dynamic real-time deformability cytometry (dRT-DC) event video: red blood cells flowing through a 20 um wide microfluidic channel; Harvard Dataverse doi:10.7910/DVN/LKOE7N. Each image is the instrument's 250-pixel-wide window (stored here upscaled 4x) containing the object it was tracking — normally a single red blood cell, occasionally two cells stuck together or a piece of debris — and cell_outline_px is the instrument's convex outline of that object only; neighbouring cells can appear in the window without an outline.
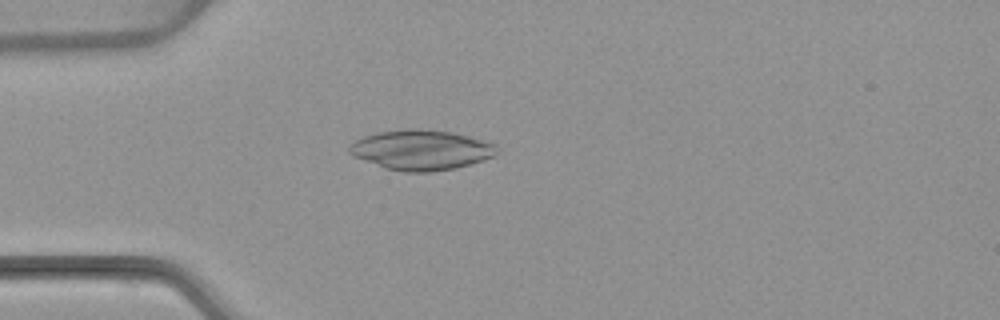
{"species": "common noctule bat (a hibernating species)", "species_latin": "Nyctalus noctula", "temperature_condition": "warm", "stored_images_in_passage": 5, "camera_frame_rate_fps": 3000, "um_per_image_px": 0.085, "animal": {"sex": "female", "body_mass_g": 22.7, "forearm_length_mm": 54.2}, "frame": {"image": 1, "passage_image": 5, "time_ms": 4.667, "image_size_px": [1000, 320], "cell_outline_px": [[500, 152], [496, 156], [456, 168], [432, 172], [404, 172], [384, 168], [352, 156], [348, 152], [348, 148], [356, 140], [364, 136], [376, 132], [408, 128], [420, 128], [448, 132], [468, 136], [496, 144]], "centroid_in_image_um": [35.8, 12.75], "position_along_channel_um": 49.2, "area_um2": 34.68}}